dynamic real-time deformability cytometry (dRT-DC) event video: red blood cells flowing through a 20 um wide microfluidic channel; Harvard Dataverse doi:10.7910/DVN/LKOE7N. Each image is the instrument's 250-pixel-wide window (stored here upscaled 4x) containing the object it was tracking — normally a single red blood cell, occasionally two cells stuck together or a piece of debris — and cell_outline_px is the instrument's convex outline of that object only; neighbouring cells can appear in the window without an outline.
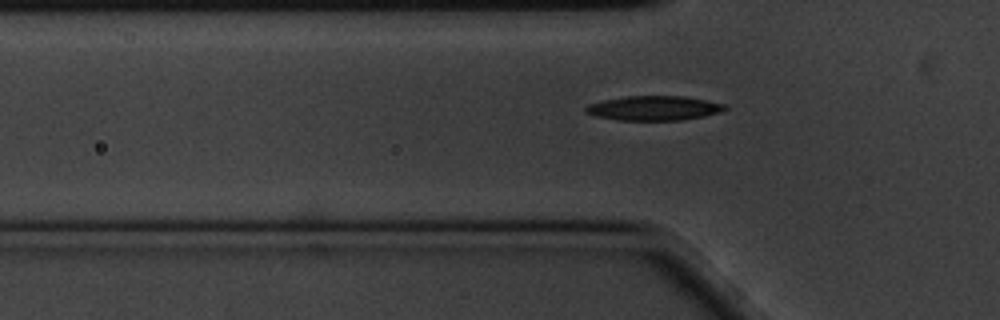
{"species": "common noctule bat (a hibernating species)", "species_latin": "Nyctalus noctula", "temperature_condition": "cold", "stored_images_in_passage": 41, "camera_frame_rate_fps": 3000, "um_per_image_px": 0.085, "animal": {"sex": "male", "body_mass_g": 20.1, "forearm_length_mm": 53.5}, "frame": {"image": 1, "passage_image": 7, "time_ms": 2.0, "image_size_px": [1000, 320], "cell_outline_px": [[728, 108], [724, 112], [704, 116], [680, 120], [616, 120], [596, 116], [584, 112], [584, 108], [588, 104], [604, 100], [624, 96], [684, 96], [724, 104]], "centroid_in_image_um": [55.58, 9.19], "position_along_channel_um": 70.2, "area_um2": 19.94}}
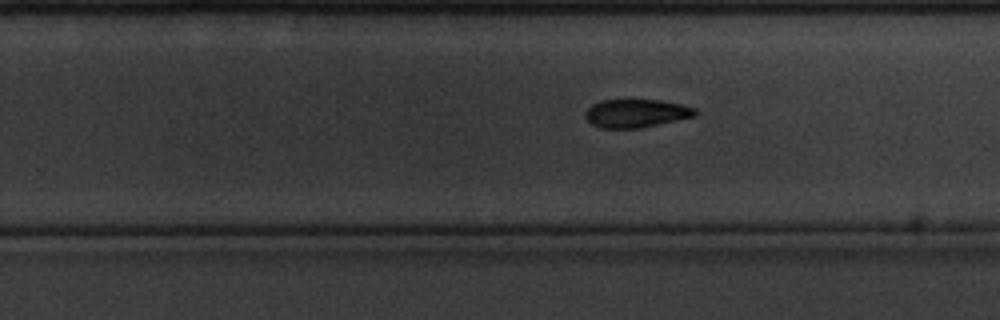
{"frame": {"image": 2, "passage_image": 25, "time_ms": 8.0, "image_size_px": [1000, 320], "cell_outline_px": [[696, 116], [640, 128], [600, 128], [592, 124], [584, 116], [584, 112], [592, 104], [600, 100], [660, 100], [680, 104], [696, 108]], "centroid_in_image_um": [54.05, 9.63], "position_along_channel_um": 275.8, "area_um2": 18.09}}
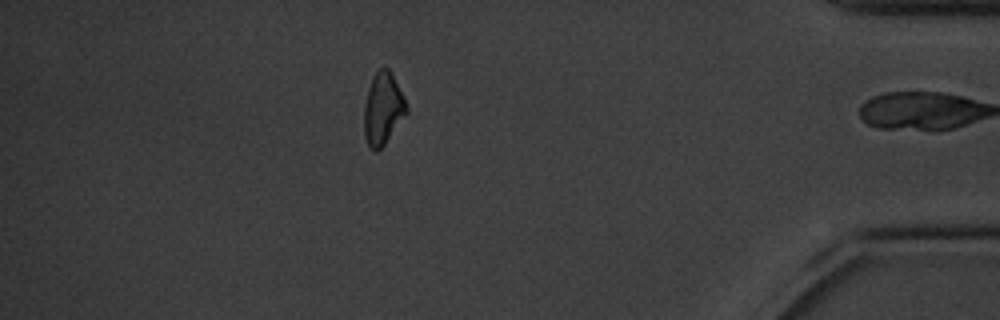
{"frame": {"image": 3, "passage_image": 40, "time_ms": 13.0, "image_size_px": [1000, 320], "cell_outline_px": [[408, 112], [384, 144], [376, 152], [372, 152], [368, 148], [364, 136], [364, 104], [368, 88], [372, 76], [380, 68], [388, 68], [392, 72], [404, 96], [408, 108]], "centroid_in_image_um": [32.54, 9.25], "position_along_channel_um": 402.7, "area_um2": 18.09}, "authors_computed_cell_mechanics": {"area_um2": 19.363, "velocity_mm_per_s": 3.4162, "shape_relaxation_time_tau1_ms": 2.2293, "shape_relaxation_time_tau2_ms": null, "deformation_change_tau1": 0.1074, "deformation_change_tau2": null}}